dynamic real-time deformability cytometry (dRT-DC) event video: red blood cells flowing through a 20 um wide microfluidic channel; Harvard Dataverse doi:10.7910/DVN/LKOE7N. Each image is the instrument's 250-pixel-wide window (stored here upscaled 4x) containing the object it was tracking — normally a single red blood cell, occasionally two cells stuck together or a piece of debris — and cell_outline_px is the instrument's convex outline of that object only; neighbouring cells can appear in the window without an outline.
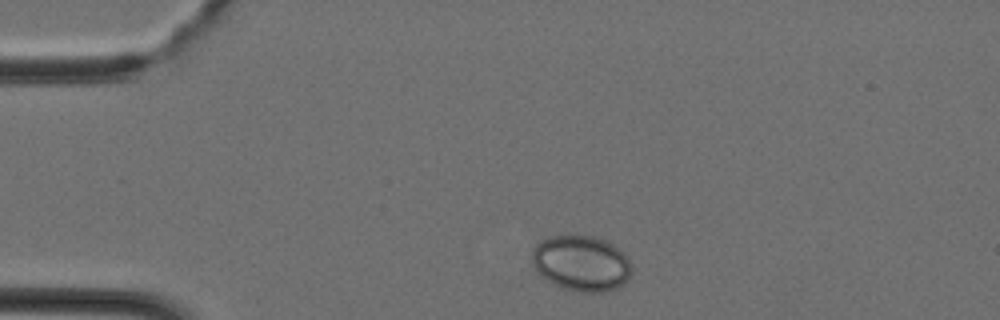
{"species": "Egyptian fruit bat (a non-hibernating species)", "species_latin": "Rousettus aegyptiacus", "temperature_condition": "cold", "stored_images_in_passage": 33, "camera_frame_rate_fps": 3000, "um_per_image_px": 0.085, "animal": {"sex": "female"}, "frame": {"image": 1, "passage_image": 2, "time_ms": 0.333, "image_size_px": [1000, 320], "cell_outline_px": [[632, 272], [628, 280], [624, 284], [616, 288], [604, 292], [580, 292], [564, 288], [548, 280], [536, 272], [532, 264], [532, 248], [540, 240], [548, 236], [592, 236], [604, 240], [612, 244], [632, 264]], "centroid_in_image_um": [49.39, 22.38], "position_along_channel_um": 35.6, "area_um2": 32.25}}
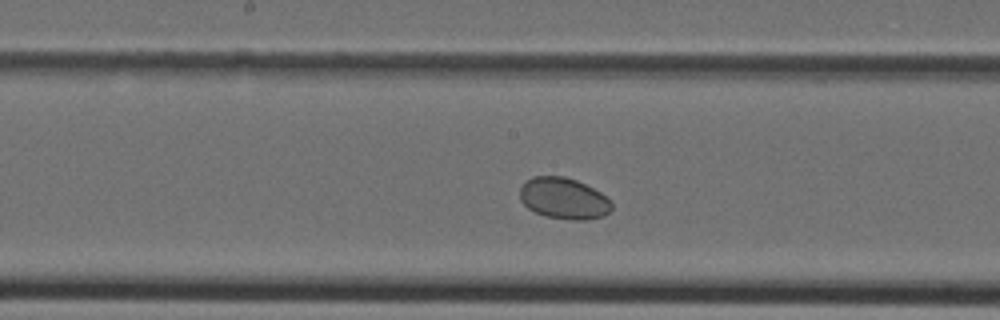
{"frame": {"image": 2, "passage_image": 14, "time_ms": 4.333, "image_size_px": [1000, 320], "cell_outline_px": [[612, 208], [604, 216], [584, 220], [572, 220], [544, 216], [528, 208], [520, 200], [520, 188], [532, 176], [564, 176], [576, 180], [600, 192], [612, 204]], "centroid_in_image_um": [47.9, 16.87], "position_along_channel_um": 200.3, "area_um2": 21.91}}
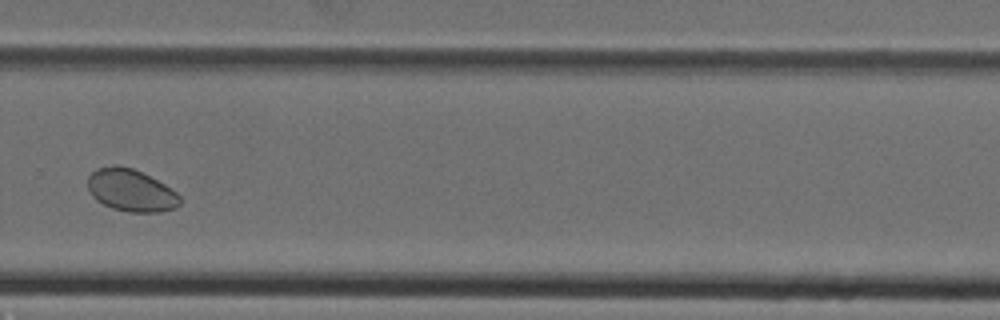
{"frame": {"image": 3, "passage_image": 21, "time_ms": 6.667, "image_size_px": [1000, 320], "cell_outline_px": [[180, 204], [176, 208], [160, 212], [128, 212], [112, 208], [96, 200], [92, 196], [88, 188], [88, 176], [96, 168], [112, 164], [120, 164], [132, 168], [164, 184], [176, 192], [180, 196]], "centroid_in_image_um": [11.11, 16.17], "position_along_channel_um": 318.7, "area_um2": 22.77}}